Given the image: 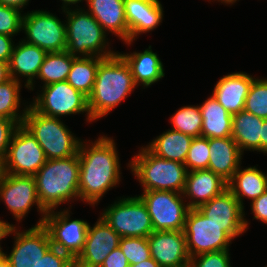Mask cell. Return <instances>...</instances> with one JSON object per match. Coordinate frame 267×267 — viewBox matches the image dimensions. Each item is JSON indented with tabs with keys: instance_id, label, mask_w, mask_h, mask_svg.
Here are the masks:
<instances>
[{
	"instance_id": "6da1fadb",
	"label": "cell",
	"mask_w": 267,
	"mask_h": 267,
	"mask_svg": "<svg viewBox=\"0 0 267 267\" xmlns=\"http://www.w3.org/2000/svg\"><path fill=\"white\" fill-rule=\"evenodd\" d=\"M81 141L78 156L79 199L92 206L120 182V161L112 138L100 136L95 142Z\"/></svg>"
},
{
	"instance_id": "7a4b0ae2",
	"label": "cell",
	"mask_w": 267,
	"mask_h": 267,
	"mask_svg": "<svg viewBox=\"0 0 267 267\" xmlns=\"http://www.w3.org/2000/svg\"><path fill=\"white\" fill-rule=\"evenodd\" d=\"M136 87L131 68L119 52L104 58L99 63L93 90L88 96L91 119L96 121L108 115Z\"/></svg>"
},
{
	"instance_id": "3957f363",
	"label": "cell",
	"mask_w": 267,
	"mask_h": 267,
	"mask_svg": "<svg viewBox=\"0 0 267 267\" xmlns=\"http://www.w3.org/2000/svg\"><path fill=\"white\" fill-rule=\"evenodd\" d=\"M80 161L78 154L67 158L47 159L34 175L40 204L46 211L79 199Z\"/></svg>"
},
{
	"instance_id": "277c9868",
	"label": "cell",
	"mask_w": 267,
	"mask_h": 267,
	"mask_svg": "<svg viewBox=\"0 0 267 267\" xmlns=\"http://www.w3.org/2000/svg\"><path fill=\"white\" fill-rule=\"evenodd\" d=\"M61 9L66 15V51L76 57L108 58L118 52L109 49L106 32L85 9ZM107 49V50H106ZM109 49V50H108Z\"/></svg>"
},
{
	"instance_id": "5b68a950",
	"label": "cell",
	"mask_w": 267,
	"mask_h": 267,
	"mask_svg": "<svg viewBox=\"0 0 267 267\" xmlns=\"http://www.w3.org/2000/svg\"><path fill=\"white\" fill-rule=\"evenodd\" d=\"M140 150L128 167L141 183L143 191L165 190L182 194L188 173L186 166L158 157L147 147L142 146Z\"/></svg>"
},
{
	"instance_id": "8992f818",
	"label": "cell",
	"mask_w": 267,
	"mask_h": 267,
	"mask_svg": "<svg viewBox=\"0 0 267 267\" xmlns=\"http://www.w3.org/2000/svg\"><path fill=\"white\" fill-rule=\"evenodd\" d=\"M190 257L229 249L231 241L246 232L245 225H218L198 208L190 209L184 226Z\"/></svg>"
},
{
	"instance_id": "52a82bcc",
	"label": "cell",
	"mask_w": 267,
	"mask_h": 267,
	"mask_svg": "<svg viewBox=\"0 0 267 267\" xmlns=\"http://www.w3.org/2000/svg\"><path fill=\"white\" fill-rule=\"evenodd\" d=\"M22 125L38 141L46 159L78 154L82 140L73 135L61 119L42 115L29 105Z\"/></svg>"
},
{
	"instance_id": "ba28073f",
	"label": "cell",
	"mask_w": 267,
	"mask_h": 267,
	"mask_svg": "<svg viewBox=\"0 0 267 267\" xmlns=\"http://www.w3.org/2000/svg\"><path fill=\"white\" fill-rule=\"evenodd\" d=\"M30 106L48 117L59 118L86 113L87 122H93L88 108V97L73 88L67 81L43 86Z\"/></svg>"
},
{
	"instance_id": "9c48e42d",
	"label": "cell",
	"mask_w": 267,
	"mask_h": 267,
	"mask_svg": "<svg viewBox=\"0 0 267 267\" xmlns=\"http://www.w3.org/2000/svg\"><path fill=\"white\" fill-rule=\"evenodd\" d=\"M101 214L120 237H148L154 231L147 207L139 196L122 197Z\"/></svg>"
},
{
	"instance_id": "30bf717a",
	"label": "cell",
	"mask_w": 267,
	"mask_h": 267,
	"mask_svg": "<svg viewBox=\"0 0 267 267\" xmlns=\"http://www.w3.org/2000/svg\"><path fill=\"white\" fill-rule=\"evenodd\" d=\"M138 195L145 203L154 231L184 230L190 210L181 193L165 190L143 191Z\"/></svg>"
},
{
	"instance_id": "8fae6325",
	"label": "cell",
	"mask_w": 267,
	"mask_h": 267,
	"mask_svg": "<svg viewBox=\"0 0 267 267\" xmlns=\"http://www.w3.org/2000/svg\"><path fill=\"white\" fill-rule=\"evenodd\" d=\"M63 22L46 10L24 13L21 30L24 31L26 38L22 40L40 47L47 53L65 51L67 49L66 24Z\"/></svg>"
},
{
	"instance_id": "7c38bea8",
	"label": "cell",
	"mask_w": 267,
	"mask_h": 267,
	"mask_svg": "<svg viewBox=\"0 0 267 267\" xmlns=\"http://www.w3.org/2000/svg\"><path fill=\"white\" fill-rule=\"evenodd\" d=\"M46 160L38 141L23 125H19L12 134L3 160L4 173L34 176Z\"/></svg>"
},
{
	"instance_id": "4fadbf2b",
	"label": "cell",
	"mask_w": 267,
	"mask_h": 267,
	"mask_svg": "<svg viewBox=\"0 0 267 267\" xmlns=\"http://www.w3.org/2000/svg\"><path fill=\"white\" fill-rule=\"evenodd\" d=\"M69 211H47L42 225L49 233L52 246L75 260L83 250L89 223L81 219L70 220Z\"/></svg>"
},
{
	"instance_id": "5bb4252c",
	"label": "cell",
	"mask_w": 267,
	"mask_h": 267,
	"mask_svg": "<svg viewBox=\"0 0 267 267\" xmlns=\"http://www.w3.org/2000/svg\"><path fill=\"white\" fill-rule=\"evenodd\" d=\"M0 199L17 222H21L32 206L36 205L42 215L36 225L43 224L47 211L39 202L34 176L4 173L0 179Z\"/></svg>"
},
{
	"instance_id": "9a60e30c",
	"label": "cell",
	"mask_w": 267,
	"mask_h": 267,
	"mask_svg": "<svg viewBox=\"0 0 267 267\" xmlns=\"http://www.w3.org/2000/svg\"><path fill=\"white\" fill-rule=\"evenodd\" d=\"M14 224L10 234L14 235L13 249L10 254L3 253L10 267H34L52 246L49 233L43 225H34L28 230H17Z\"/></svg>"
},
{
	"instance_id": "2e32d148",
	"label": "cell",
	"mask_w": 267,
	"mask_h": 267,
	"mask_svg": "<svg viewBox=\"0 0 267 267\" xmlns=\"http://www.w3.org/2000/svg\"><path fill=\"white\" fill-rule=\"evenodd\" d=\"M120 238L100 216L93 227L88 226L85 244L75 259V267H100L108 254L119 247Z\"/></svg>"
},
{
	"instance_id": "e0dca14e",
	"label": "cell",
	"mask_w": 267,
	"mask_h": 267,
	"mask_svg": "<svg viewBox=\"0 0 267 267\" xmlns=\"http://www.w3.org/2000/svg\"><path fill=\"white\" fill-rule=\"evenodd\" d=\"M151 257L161 267H178L190 261L184 231H153L147 237Z\"/></svg>"
},
{
	"instance_id": "ac0fdd59",
	"label": "cell",
	"mask_w": 267,
	"mask_h": 267,
	"mask_svg": "<svg viewBox=\"0 0 267 267\" xmlns=\"http://www.w3.org/2000/svg\"><path fill=\"white\" fill-rule=\"evenodd\" d=\"M125 16L129 28V41L142 33L156 29L163 20V7L159 0H124Z\"/></svg>"
},
{
	"instance_id": "d6986e66",
	"label": "cell",
	"mask_w": 267,
	"mask_h": 267,
	"mask_svg": "<svg viewBox=\"0 0 267 267\" xmlns=\"http://www.w3.org/2000/svg\"><path fill=\"white\" fill-rule=\"evenodd\" d=\"M227 189V182L209 169L189 171L182 192L190 209L199 208Z\"/></svg>"
},
{
	"instance_id": "ffe728a7",
	"label": "cell",
	"mask_w": 267,
	"mask_h": 267,
	"mask_svg": "<svg viewBox=\"0 0 267 267\" xmlns=\"http://www.w3.org/2000/svg\"><path fill=\"white\" fill-rule=\"evenodd\" d=\"M255 76L245 72H234L221 77L215 84L212 96L230 114L244 109L245 99Z\"/></svg>"
},
{
	"instance_id": "44dd1931",
	"label": "cell",
	"mask_w": 267,
	"mask_h": 267,
	"mask_svg": "<svg viewBox=\"0 0 267 267\" xmlns=\"http://www.w3.org/2000/svg\"><path fill=\"white\" fill-rule=\"evenodd\" d=\"M46 55L47 52L40 47L19 41L18 45H14L9 61L11 77L17 81H21L19 77L27 78L24 86L30 91L34 90L35 79Z\"/></svg>"
},
{
	"instance_id": "7402d4cb",
	"label": "cell",
	"mask_w": 267,
	"mask_h": 267,
	"mask_svg": "<svg viewBox=\"0 0 267 267\" xmlns=\"http://www.w3.org/2000/svg\"><path fill=\"white\" fill-rule=\"evenodd\" d=\"M208 143L210 149L208 169L228 183L241 165L243 154L232 137L208 138Z\"/></svg>"
},
{
	"instance_id": "603a6c76",
	"label": "cell",
	"mask_w": 267,
	"mask_h": 267,
	"mask_svg": "<svg viewBox=\"0 0 267 267\" xmlns=\"http://www.w3.org/2000/svg\"><path fill=\"white\" fill-rule=\"evenodd\" d=\"M86 9L107 32L129 41V28L125 16L124 0H85Z\"/></svg>"
},
{
	"instance_id": "cb8c5ba5",
	"label": "cell",
	"mask_w": 267,
	"mask_h": 267,
	"mask_svg": "<svg viewBox=\"0 0 267 267\" xmlns=\"http://www.w3.org/2000/svg\"><path fill=\"white\" fill-rule=\"evenodd\" d=\"M198 209L215 224L245 225L246 229L249 227L244 208L228 188Z\"/></svg>"
},
{
	"instance_id": "d4e9b609",
	"label": "cell",
	"mask_w": 267,
	"mask_h": 267,
	"mask_svg": "<svg viewBox=\"0 0 267 267\" xmlns=\"http://www.w3.org/2000/svg\"><path fill=\"white\" fill-rule=\"evenodd\" d=\"M131 68L134 82L137 86L149 87L165 76L164 66L157 53L149 48L143 52L119 53Z\"/></svg>"
},
{
	"instance_id": "484cf974",
	"label": "cell",
	"mask_w": 267,
	"mask_h": 267,
	"mask_svg": "<svg viewBox=\"0 0 267 267\" xmlns=\"http://www.w3.org/2000/svg\"><path fill=\"white\" fill-rule=\"evenodd\" d=\"M262 127L263 118L244 109L233 114L231 137L242 154L244 150L261 152Z\"/></svg>"
},
{
	"instance_id": "4316f807",
	"label": "cell",
	"mask_w": 267,
	"mask_h": 267,
	"mask_svg": "<svg viewBox=\"0 0 267 267\" xmlns=\"http://www.w3.org/2000/svg\"><path fill=\"white\" fill-rule=\"evenodd\" d=\"M199 107L203 120L201 137H231L233 115L228 113L212 95Z\"/></svg>"
},
{
	"instance_id": "83f0119b",
	"label": "cell",
	"mask_w": 267,
	"mask_h": 267,
	"mask_svg": "<svg viewBox=\"0 0 267 267\" xmlns=\"http://www.w3.org/2000/svg\"><path fill=\"white\" fill-rule=\"evenodd\" d=\"M227 188L244 208L243 197L252 202L267 190V174L256 166L245 169L239 166L232 179L227 183Z\"/></svg>"
},
{
	"instance_id": "f1b7e54d",
	"label": "cell",
	"mask_w": 267,
	"mask_h": 267,
	"mask_svg": "<svg viewBox=\"0 0 267 267\" xmlns=\"http://www.w3.org/2000/svg\"><path fill=\"white\" fill-rule=\"evenodd\" d=\"M192 140L190 135L168 129L146 147L158 157L184 164Z\"/></svg>"
},
{
	"instance_id": "f546056e",
	"label": "cell",
	"mask_w": 267,
	"mask_h": 267,
	"mask_svg": "<svg viewBox=\"0 0 267 267\" xmlns=\"http://www.w3.org/2000/svg\"><path fill=\"white\" fill-rule=\"evenodd\" d=\"M103 59L97 56L75 57L66 81L88 97L93 90L99 63Z\"/></svg>"
},
{
	"instance_id": "4dcf8cb0",
	"label": "cell",
	"mask_w": 267,
	"mask_h": 267,
	"mask_svg": "<svg viewBox=\"0 0 267 267\" xmlns=\"http://www.w3.org/2000/svg\"><path fill=\"white\" fill-rule=\"evenodd\" d=\"M75 57L66 50L47 53L37 79L44 83L43 86L66 81Z\"/></svg>"
},
{
	"instance_id": "1f68e13d",
	"label": "cell",
	"mask_w": 267,
	"mask_h": 267,
	"mask_svg": "<svg viewBox=\"0 0 267 267\" xmlns=\"http://www.w3.org/2000/svg\"><path fill=\"white\" fill-rule=\"evenodd\" d=\"M21 86V82L13 78L0 84V117L14 120L18 125H22L29 107L26 105L22 112L19 111ZM19 112L21 113L19 114Z\"/></svg>"
},
{
	"instance_id": "d6a6232c",
	"label": "cell",
	"mask_w": 267,
	"mask_h": 267,
	"mask_svg": "<svg viewBox=\"0 0 267 267\" xmlns=\"http://www.w3.org/2000/svg\"><path fill=\"white\" fill-rule=\"evenodd\" d=\"M172 130L195 137H201L202 115L199 105L183 106L170 118Z\"/></svg>"
},
{
	"instance_id": "836d02e7",
	"label": "cell",
	"mask_w": 267,
	"mask_h": 267,
	"mask_svg": "<svg viewBox=\"0 0 267 267\" xmlns=\"http://www.w3.org/2000/svg\"><path fill=\"white\" fill-rule=\"evenodd\" d=\"M244 110L267 119V79H254L245 99Z\"/></svg>"
},
{
	"instance_id": "e575fe53",
	"label": "cell",
	"mask_w": 267,
	"mask_h": 267,
	"mask_svg": "<svg viewBox=\"0 0 267 267\" xmlns=\"http://www.w3.org/2000/svg\"><path fill=\"white\" fill-rule=\"evenodd\" d=\"M119 247L129 265L138 264L151 258L147 237H121Z\"/></svg>"
},
{
	"instance_id": "d590c367",
	"label": "cell",
	"mask_w": 267,
	"mask_h": 267,
	"mask_svg": "<svg viewBox=\"0 0 267 267\" xmlns=\"http://www.w3.org/2000/svg\"><path fill=\"white\" fill-rule=\"evenodd\" d=\"M210 149L208 138L195 137L191 141L184 165L187 171L208 169ZM190 168V169H189Z\"/></svg>"
},
{
	"instance_id": "8d00e7d4",
	"label": "cell",
	"mask_w": 267,
	"mask_h": 267,
	"mask_svg": "<svg viewBox=\"0 0 267 267\" xmlns=\"http://www.w3.org/2000/svg\"><path fill=\"white\" fill-rule=\"evenodd\" d=\"M22 17L20 10L0 4V34L17 35L22 31Z\"/></svg>"
},
{
	"instance_id": "74e56055",
	"label": "cell",
	"mask_w": 267,
	"mask_h": 267,
	"mask_svg": "<svg viewBox=\"0 0 267 267\" xmlns=\"http://www.w3.org/2000/svg\"><path fill=\"white\" fill-rule=\"evenodd\" d=\"M229 249L203 253L190 259L193 267H232Z\"/></svg>"
},
{
	"instance_id": "f35d334b",
	"label": "cell",
	"mask_w": 267,
	"mask_h": 267,
	"mask_svg": "<svg viewBox=\"0 0 267 267\" xmlns=\"http://www.w3.org/2000/svg\"><path fill=\"white\" fill-rule=\"evenodd\" d=\"M34 267H75V260L67 253L51 246Z\"/></svg>"
},
{
	"instance_id": "ab89813d",
	"label": "cell",
	"mask_w": 267,
	"mask_h": 267,
	"mask_svg": "<svg viewBox=\"0 0 267 267\" xmlns=\"http://www.w3.org/2000/svg\"><path fill=\"white\" fill-rule=\"evenodd\" d=\"M19 125L7 118L0 117V157L4 160L12 134Z\"/></svg>"
},
{
	"instance_id": "60d3db41",
	"label": "cell",
	"mask_w": 267,
	"mask_h": 267,
	"mask_svg": "<svg viewBox=\"0 0 267 267\" xmlns=\"http://www.w3.org/2000/svg\"><path fill=\"white\" fill-rule=\"evenodd\" d=\"M253 219L262 221L267 225V190L254 201L250 202Z\"/></svg>"
},
{
	"instance_id": "b9f144b4",
	"label": "cell",
	"mask_w": 267,
	"mask_h": 267,
	"mask_svg": "<svg viewBox=\"0 0 267 267\" xmlns=\"http://www.w3.org/2000/svg\"><path fill=\"white\" fill-rule=\"evenodd\" d=\"M129 263L120 247L112 250L100 267H128Z\"/></svg>"
},
{
	"instance_id": "7bdbcfd3",
	"label": "cell",
	"mask_w": 267,
	"mask_h": 267,
	"mask_svg": "<svg viewBox=\"0 0 267 267\" xmlns=\"http://www.w3.org/2000/svg\"><path fill=\"white\" fill-rule=\"evenodd\" d=\"M12 38L11 36L0 34V61L9 63L15 45Z\"/></svg>"
},
{
	"instance_id": "ee69618b",
	"label": "cell",
	"mask_w": 267,
	"mask_h": 267,
	"mask_svg": "<svg viewBox=\"0 0 267 267\" xmlns=\"http://www.w3.org/2000/svg\"><path fill=\"white\" fill-rule=\"evenodd\" d=\"M12 79L8 62L0 61V84Z\"/></svg>"
},
{
	"instance_id": "f6af8a7d",
	"label": "cell",
	"mask_w": 267,
	"mask_h": 267,
	"mask_svg": "<svg viewBox=\"0 0 267 267\" xmlns=\"http://www.w3.org/2000/svg\"><path fill=\"white\" fill-rule=\"evenodd\" d=\"M30 0H0V4L16 8L22 12V9L27 6Z\"/></svg>"
},
{
	"instance_id": "bcb514c9",
	"label": "cell",
	"mask_w": 267,
	"mask_h": 267,
	"mask_svg": "<svg viewBox=\"0 0 267 267\" xmlns=\"http://www.w3.org/2000/svg\"><path fill=\"white\" fill-rule=\"evenodd\" d=\"M12 226H13V224H10L9 222H4L3 220H0V241L2 239L6 238V236L10 235V230H11ZM0 249L2 250L1 245H0Z\"/></svg>"
},
{
	"instance_id": "7dc6e473",
	"label": "cell",
	"mask_w": 267,
	"mask_h": 267,
	"mask_svg": "<svg viewBox=\"0 0 267 267\" xmlns=\"http://www.w3.org/2000/svg\"><path fill=\"white\" fill-rule=\"evenodd\" d=\"M261 152L267 154V119H263Z\"/></svg>"
},
{
	"instance_id": "c3c4849f",
	"label": "cell",
	"mask_w": 267,
	"mask_h": 267,
	"mask_svg": "<svg viewBox=\"0 0 267 267\" xmlns=\"http://www.w3.org/2000/svg\"><path fill=\"white\" fill-rule=\"evenodd\" d=\"M128 267H161L152 257L138 264L129 265Z\"/></svg>"
},
{
	"instance_id": "681fc988",
	"label": "cell",
	"mask_w": 267,
	"mask_h": 267,
	"mask_svg": "<svg viewBox=\"0 0 267 267\" xmlns=\"http://www.w3.org/2000/svg\"><path fill=\"white\" fill-rule=\"evenodd\" d=\"M61 1H63L62 9H66L72 7L73 4H77L83 0H61Z\"/></svg>"
},
{
	"instance_id": "f907efd6",
	"label": "cell",
	"mask_w": 267,
	"mask_h": 267,
	"mask_svg": "<svg viewBox=\"0 0 267 267\" xmlns=\"http://www.w3.org/2000/svg\"><path fill=\"white\" fill-rule=\"evenodd\" d=\"M0 267H10L8 260L4 257H0Z\"/></svg>"
},
{
	"instance_id": "816d5d0a",
	"label": "cell",
	"mask_w": 267,
	"mask_h": 267,
	"mask_svg": "<svg viewBox=\"0 0 267 267\" xmlns=\"http://www.w3.org/2000/svg\"><path fill=\"white\" fill-rule=\"evenodd\" d=\"M4 174V162L3 159L0 157V179L3 177Z\"/></svg>"
},
{
	"instance_id": "f5cc1de1",
	"label": "cell",
	"mask_w": 267,
	"mask_h": 267,
	"mask_svg": "<svg viewBox=\"0 0 267 267\" xmlns=\"http://www.w3.org/2000/svg\"><path fill=\"white\" fill-rule=\"evenodd\" d=\"M216 1L218 2L221 1V3H224V4H234L237 0H216Z\"/></svg>"
},
{
	"instance_id": "db71d44e",
	"label": "cell",
	"mask_w": 267,
	"mask_h": 267,
	"mask_svg": "<svg viewBox=\"0 0 267 267\" xmlns=\"http://www.w3.org/2000/svg\"><path fill=\"white\" fill-rule=\"evenodd\" d=\"M178 267H193V266H192L191 262L189 261L186 264H183V265L178 266Z\"/></svg>"
},
{
	"instance_id": "11a10c76",
	"label": "cell",
	"mask_w": 267,
	"mask_h": 267,
	"mask_svg": "<svg viewBox=\"0 0 267 267\" xmlns=\"http://www.w3.org/2000/svg\"><path fill=\"white\" fill-rule=\"evenodd\" d=\"M3 253H4L3 250L0 249V257L3 256Z\"/></svg>"
}]
</instances>
